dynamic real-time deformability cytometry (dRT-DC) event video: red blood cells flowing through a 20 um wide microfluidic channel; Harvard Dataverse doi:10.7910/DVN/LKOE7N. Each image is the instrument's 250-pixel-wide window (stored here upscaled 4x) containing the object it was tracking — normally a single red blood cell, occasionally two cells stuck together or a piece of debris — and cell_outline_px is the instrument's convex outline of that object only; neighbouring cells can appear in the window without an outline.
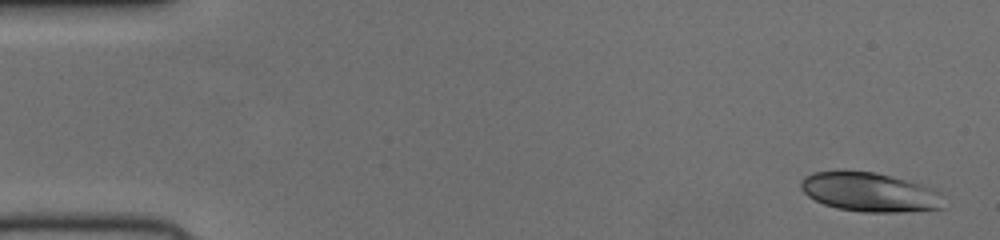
{"species": "human", "species_latin": "Homo sapiens", "temperature_condition": "cold", "stored_images_in_passage": 50, "camera_frame_rate_fps": 3000, "um_per_image_px": 0.085, "donor": {"sex": "female"}, "frame": {"image": 1, "passage_image": 1, "time_ms": 0.0, "image_size_px": [1000, 240], "cell_outline_px": [[944, 208], [904, 212], [864, 212], [836, 208], [824, 204], [808, 196], [800, 188], [800, 180], [804, 176], [812, 172], [876, 172], [936, 188], [940, 192]], "centroid_in_image_um": [73.94, 16.34], "position_along_channel_um": 11.1, "area_um2": 32.48}}
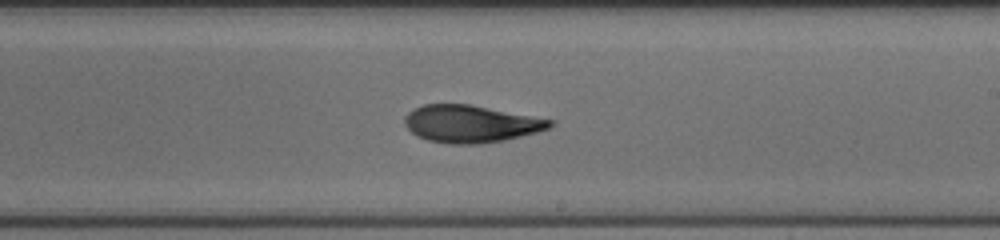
{"frame": {"image": 2, "passage_image": 29, "time_ms": 9.333, "image_size_px": [1000, 240], "cell_outline_px": [[556, 124], [548, 128], [536, 132], [504, 140], [480, 144], [448, 144], [428, 140], [416, 136], [404, 124], [404, 116], [408, 112], [424, 104], [468, 104], [556, 120]], "centroid_in_image_um": [40.02, 10.53], "position_along_channel_um": 249.0, "area_um2": 31.62}}
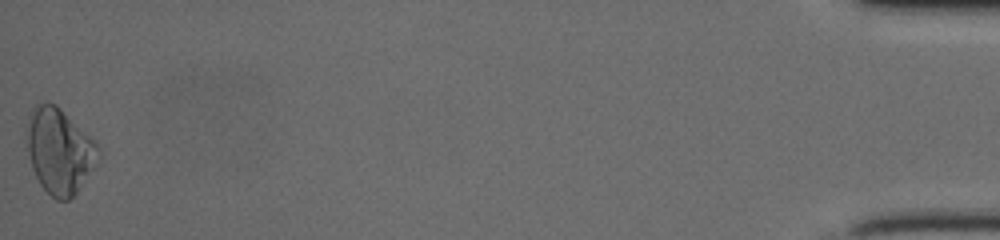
{"frame": {"image": 3, "passage_image": 50, "time_ms": 16.333, "image_size_px": [1000, 240], "cell_outline_px": [[100, 156], [76, 192], [68, 200], [56, 200], [40, 184], [32, 168], [28, 152], [28, 116], [32, 108], [36, 104], [48, 100], [56, 104], [100, 148]], "centroid_in_image_um": [5.02, 12.8], "position_along_channel_um": 430.2, "area_um2": 34.74}}